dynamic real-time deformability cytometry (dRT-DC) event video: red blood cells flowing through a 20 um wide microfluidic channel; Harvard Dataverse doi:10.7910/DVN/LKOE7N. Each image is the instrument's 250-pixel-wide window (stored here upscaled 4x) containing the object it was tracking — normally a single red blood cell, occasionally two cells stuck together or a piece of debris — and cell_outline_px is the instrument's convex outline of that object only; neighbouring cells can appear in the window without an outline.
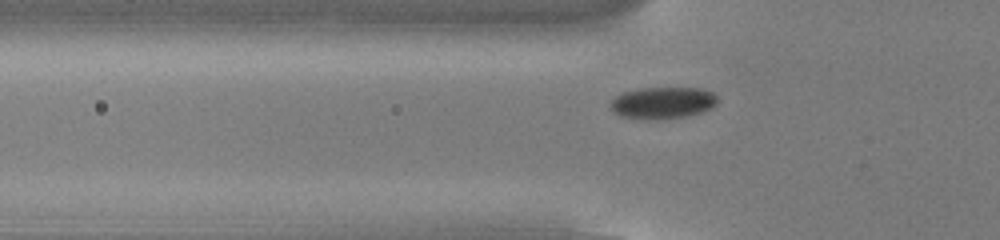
{"species": "common noctule bat (a hibernating species)", "species_latin": "Nyctalus noctula", "temperature_condition": "cold", "stored_images_in_passage": 42, "camera_frame_rate_fps": 3000, "um_per_image_px": 0.085, "animal": {"sex": "male", "body_mass_g": 13.0, "forearm_length_mm": 53.1}, "frame": {"image": 1, "passage_image": 11, "time_ms": 3.333, "image_size_px": [1000, 240], "cell_outline_px": [[716, 104], [712, 108], [688, 116], [656, 120], [648, 120], [620, 116], [612, 112], [608, 104], [616, 96], [624, 92], [640, 88], [700, 88], [712, 92], [716, 96]], "centroid_in_image_um": [56.29, 8.75], "position_along_channel_um": 69.5, "area_um2": 20.0}}
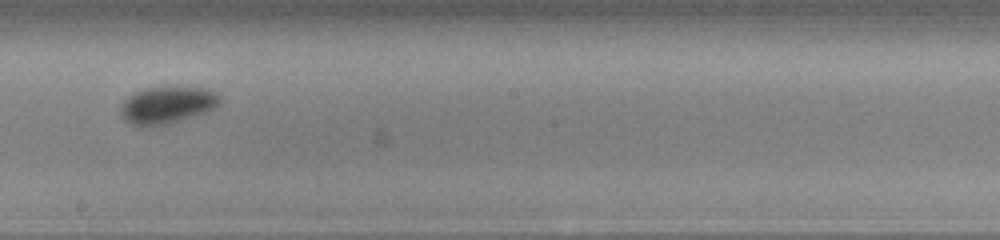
{"frame": {"image": 2, "passage_image": 24, "time_ms": 7.667, "image_size_px": [1000, 240], "cell_outline_px": [[220, 104], [204, 112], [168, 124], [148, 128], [140, 128], [124, 120], [120, 116], [120, 104], [128, 96], [144, 88], [208, 88], [220, 96]], "centroid_in_image_um": [14.13, 8.96], "position_along_channel_um": 234.1, "area_um2": 21.44}}
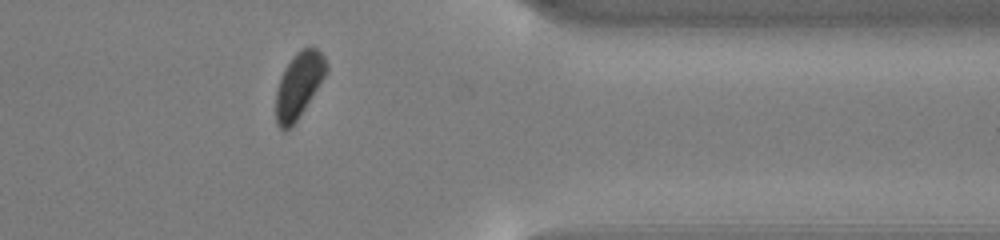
{"frame": {"image": 3, "passage_image": 37, "time_ms": 12.0, "image_size_px": [1000, 240], "cell_outline_px": [[328, 68], [324, 76], [300, 116], [284, 132], [276, 124], [276, 92], [284, 68], [292, 56], [296, 52], [308, 44], [316, 48], [324, 56], [328, 64]], "centroid_in_image_um": [25.39, 7.19], "position_along_channel_um": 386.0, "area_um2": 19.13}}